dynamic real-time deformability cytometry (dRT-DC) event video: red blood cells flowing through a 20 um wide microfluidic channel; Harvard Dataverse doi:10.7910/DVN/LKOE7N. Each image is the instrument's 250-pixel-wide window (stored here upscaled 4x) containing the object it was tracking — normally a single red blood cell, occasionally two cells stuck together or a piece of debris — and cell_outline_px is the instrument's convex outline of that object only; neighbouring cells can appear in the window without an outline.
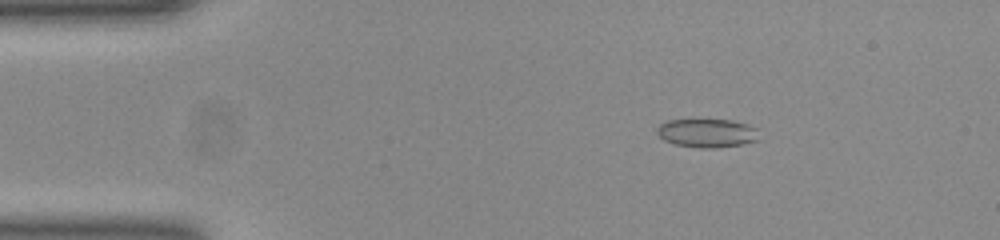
{"species": "common noctule bat (a hibernating species)", "species_latin": "Nyctalus noctula", "temperature_condition": "room temperature", "stored_images_in_passage": 32, "camera_frame_rate_fps": 3000, "um_per_image_px": 0.085, "animal": {"sex": "female", "body_mass_g": 23.0, "forearm_length_mm": 53.4}, "frame": {"image": 1, "passage_image": 8, "time_ms": 2.333, "image_size_px": [1000, 240], "cell_outline_px": [[756, 140], [744, 144], [716, 148], [700, 148], [676, 144], [664, 140], [656, 132], [656, 128], [660, 124], [668, 120], [692, 116], [732, 120], [748, 124], [756, 128]], "centroid_in_image_um": [60.03, 11.25], "position_along_channel_um": 25.0, "area_um2": 17.8}}
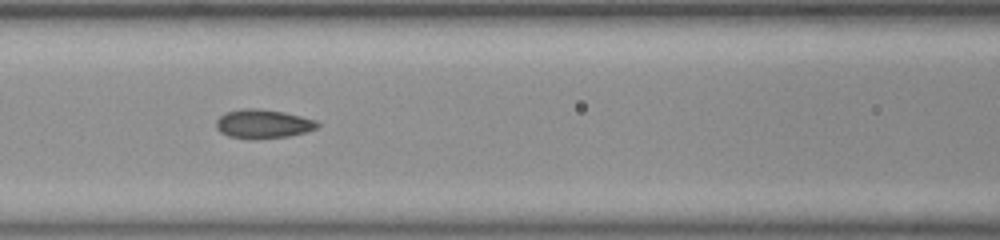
{"frame": {"image": 2, "passage_image": 22, "time_ms": 7.0, "image_size_px": [1000, 240], "cell_outline_px": [[320, 124], [316, 128], [304, 132], [288, 136], [228, 136], [220, 132], [216, 128], [216, 120], [220, 116], [228, 112], [244, 108], [256, 108], [284, 112], [316, 120]], "centroid_in_image_um": [22.37, 10.48], "position_along_channel_um": 144.2, "area_um2": 16.18}}
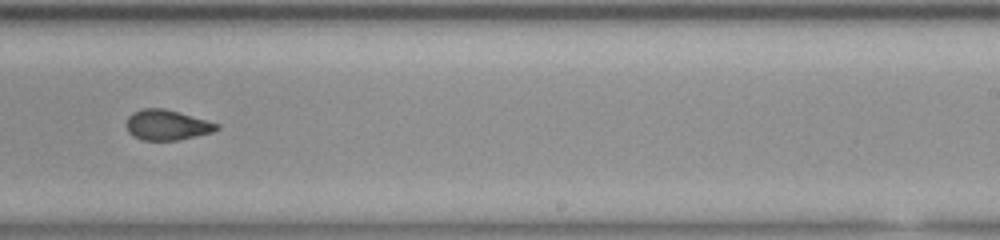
{"frame": {"image": 3, "passage_image": 32, "time_ms": 10.333, "image_size_px": [1000, 240], "cell_outline_px": [[220, 128], [212, 132], [176, 140], [144, 140], [132, 136], [128, 132], [128, 116], [132, 112], [140, 108], [164, 108], [180, 112], [220, 124]], "centroid_in_image_um": [14.19, 10.61], "position_along_channel_um": 274.8, "area_um2": 15.9}}